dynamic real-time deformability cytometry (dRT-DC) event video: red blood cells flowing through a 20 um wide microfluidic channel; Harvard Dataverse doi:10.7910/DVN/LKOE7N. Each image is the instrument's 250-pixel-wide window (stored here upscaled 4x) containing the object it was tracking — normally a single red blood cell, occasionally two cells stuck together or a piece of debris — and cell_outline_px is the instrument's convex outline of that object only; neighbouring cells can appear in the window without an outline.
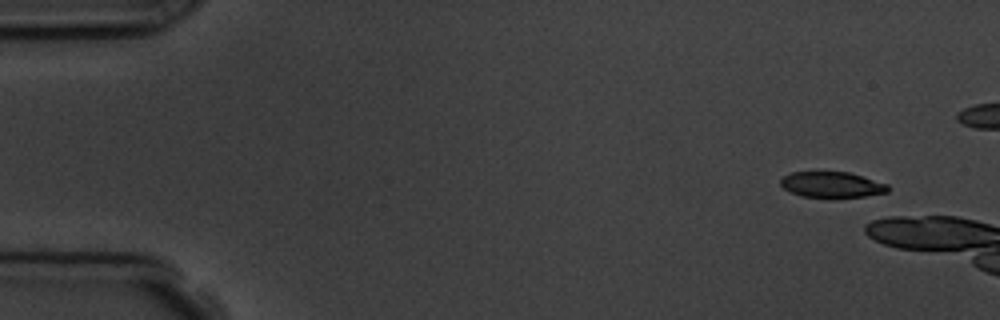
{"species": "common noctule bat (a hibernating species)", "species_latin": "Nyctalus noctula", "temperature_condition": "room temperature", "stored_images_in_passage": 3, "camera_frame_rate_fps": 3000, "um_per_image_px": 0.085, "animal": {"sex": "male", "body_mass_g": 19.5, "forearm_length_mm": 54.6}, "frame": {"image": 1, "passage_image": 1, "time_ms": 0.0, "image_size_px": [1000, 320], "cell_outline_px": [[892, 188], [888, 192], [864, 196], [836, 200], [828, 200], [800, 196], [784, 188], [780, 184], [780, 180], [784, 176], [792, 172], [848, 172], [888, 184]], "centroid_in_image_um": [70.73, 15.75], "position_along_channel_um": 14.3, "area_um2": 16.76}}